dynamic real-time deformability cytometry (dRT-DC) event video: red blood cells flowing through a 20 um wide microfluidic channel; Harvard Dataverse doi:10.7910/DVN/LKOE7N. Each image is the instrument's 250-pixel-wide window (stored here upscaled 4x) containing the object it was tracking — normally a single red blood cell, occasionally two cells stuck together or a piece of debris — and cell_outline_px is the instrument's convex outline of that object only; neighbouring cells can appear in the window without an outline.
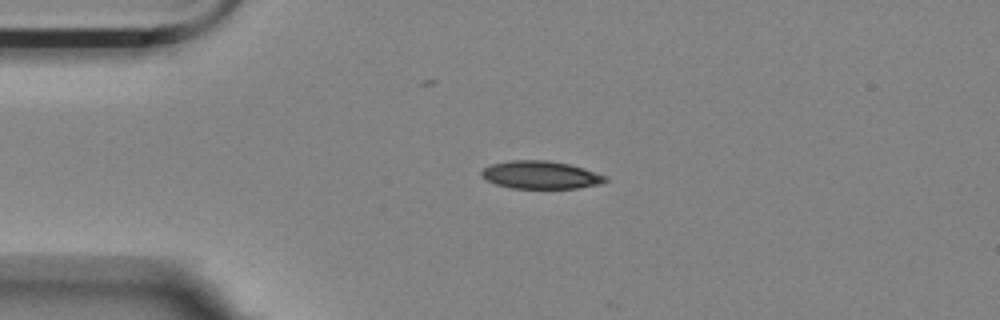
{"species": "Egyptian fruit bat (a non-hibernating species)", "species_latin": "Rousettus aegyptiacus", "temperature_condition": "room temperature", "stored_images_in_passage": 13, "camera_frame_rate_fps": 3000, "um_per_image_px": 0.085, "animal": {"sex": "female"}, "frame": {"image": 1, "passage_image": 12, "time_ms": 3.667, "image_size_px": [1000, 320], "cell_outline_px": [[608, 180], [600, 184], [576, 188], [512, 188], [496, 184], [480, 176], [480, 172], [484, 168], [492, 164], [508, 160], [548, 160], [568, 164], [584, 168], [608, 176]], "centroid_in_image_um": [45.96, 14.86], "position_along_channel_um": 39.0, "area_um2": 20.11}}